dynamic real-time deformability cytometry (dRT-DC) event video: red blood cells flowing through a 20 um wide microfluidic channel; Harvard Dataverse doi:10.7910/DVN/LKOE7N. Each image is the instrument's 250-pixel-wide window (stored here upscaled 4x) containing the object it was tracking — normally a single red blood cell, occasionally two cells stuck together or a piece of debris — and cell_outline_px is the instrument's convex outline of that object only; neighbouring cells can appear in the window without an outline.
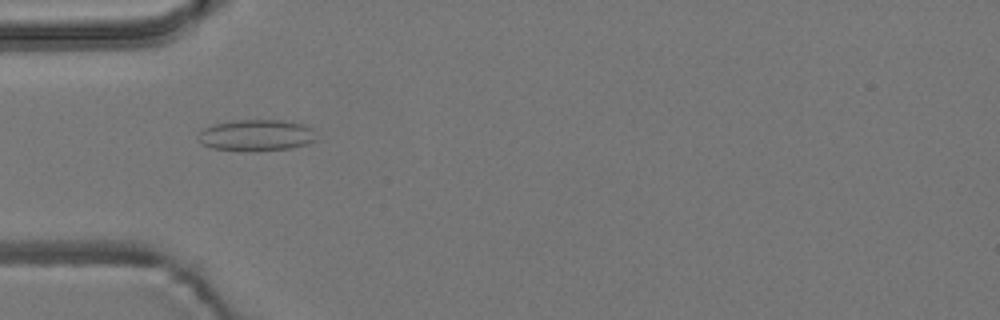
{"species": "common noctule bat (a hibernating species)", "species_latin": "Nyctalus noctula", "temperature_condition": "room temperature", "stored_images_in_passage": 4, "camera_frame_rate_fps": 3000, "um_per_image_px": 0.085, "animal": {"sex": "male", "body_mass_g": 19.2, "forearm_length_mm": 51.8}, "frame": {"image": 1, "passage_image": 3, "time_ms": 2.333, "image_size_px": [1000, 320], "cell_outline_px": [[316, 140], [304, 144], [288, 148], [212, 148], [204, 144], [196, 136], [204, 128], [212, 124], [232, 120], [280, 120], [300, 124], [312, 128]], "centroid_in_image_um": [21.76, 11.43], "position_along_channel_um": 63.2, "area_um2": 20.4}}